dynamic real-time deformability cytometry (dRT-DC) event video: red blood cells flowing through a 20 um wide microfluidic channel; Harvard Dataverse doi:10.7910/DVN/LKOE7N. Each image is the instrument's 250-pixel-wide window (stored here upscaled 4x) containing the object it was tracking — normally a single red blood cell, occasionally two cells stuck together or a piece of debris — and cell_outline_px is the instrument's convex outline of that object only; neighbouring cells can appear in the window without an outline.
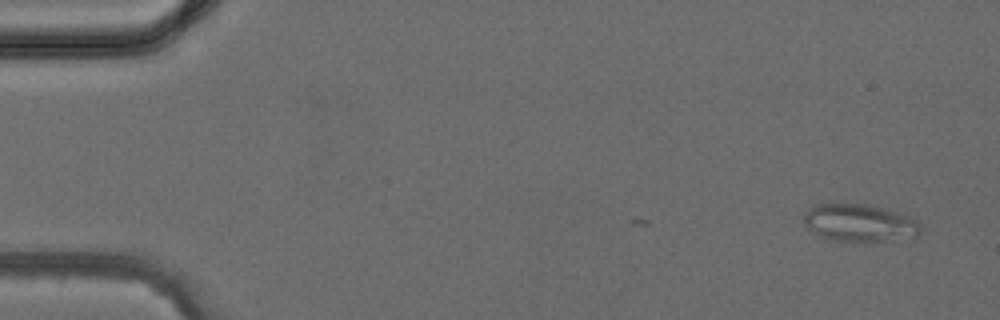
{"species": "common noctule bat (a hibernating species)", "species_latin": "Nyctalus noctula", "temperature_condition": "cold", "stored_images_in_passage": 3, "camera_frame_rate_fps": 3000, "um_per_image_px": 0.085, "animal": {"sex": "female", "body_mass_g": 24.6, "forearm_length_mm": 56.2}, "frame": {"image": 1, "passage_image": 1, "time_ms": 0.0, "image_size_px": [1000, 320], "cell_outline_px": [[920, 232], [916, 236], [864, 244], [832, 240], [820, 236], [808, 228], [804, 224], [804, 216], [816, 204], [868, 204], [884, 208], [908, 216], [916, 220], [920, 224]], "centroid_in_image_um": [73.08, 18.98], "position_along_channel_um": 11.9, "area_um2": 25.72}}